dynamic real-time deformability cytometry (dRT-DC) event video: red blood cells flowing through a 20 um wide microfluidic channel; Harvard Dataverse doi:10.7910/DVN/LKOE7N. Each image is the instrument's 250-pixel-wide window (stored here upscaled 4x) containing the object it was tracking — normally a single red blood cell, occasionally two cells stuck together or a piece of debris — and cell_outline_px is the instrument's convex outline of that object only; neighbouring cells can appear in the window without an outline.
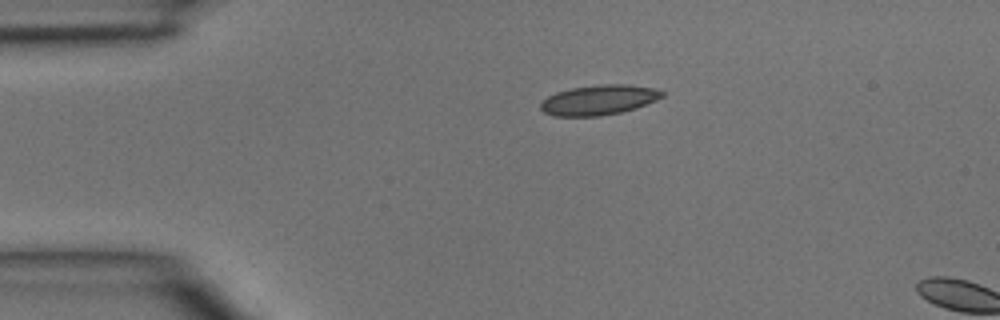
{"species": "common noctule bat (a hibernating species)", "species_latin": "Nyctalus noctula", "temperature_condition": "room temperature", "stored_images_in_passage": 2, "camera_frame_rate_fps": 3000, "um_per_image_px": 0.085, "animal": {"sex": "male", "body_mass_g": 15.6}, "frame": {"image": 1, "passage_image": 1, "time_ms": 0.0, "image_size_px": [1000, 320], "cell_outline_px": [[664, 96], [656, 100], [636, 108], [620, 112], [600, 116], [552, 116], [544, 112], [540, 108], [540, 104], [548, 96], [556, 92], [572, 88], [600, 84], [628, 84], [656, 88], [664, 92]], "centroid_in_image_um": [50.92, 8.49], "position_along_channel_um": 34.1, "area_um2": 21.27}}